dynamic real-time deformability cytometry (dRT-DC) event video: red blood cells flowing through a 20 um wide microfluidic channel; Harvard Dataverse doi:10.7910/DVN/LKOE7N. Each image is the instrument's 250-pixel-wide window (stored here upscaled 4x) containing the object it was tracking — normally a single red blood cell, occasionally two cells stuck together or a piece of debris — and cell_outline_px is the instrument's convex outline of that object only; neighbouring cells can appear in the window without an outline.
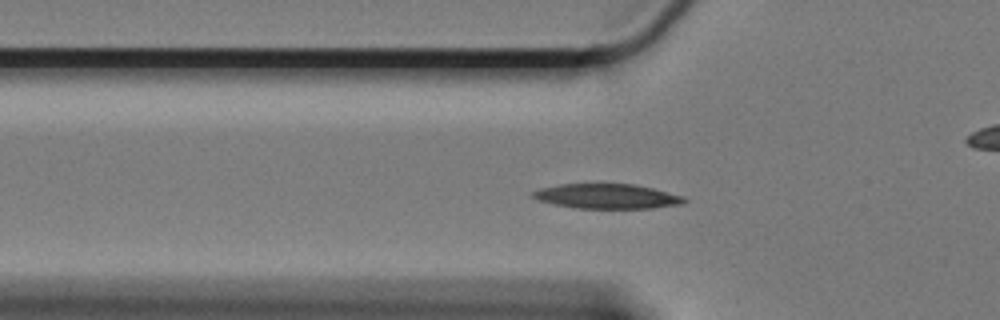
{"species": "Egyptian fruit bat (a non-hibernating species)", "species_latin": "Rousettus aegyptiacus", "temperature_condition": "cold", "stored_images_in_passage": 44, "camera_frame_rate_fps": 3000, "um_per_image_px": 0.085, "animal": {"sex": "female"}, "frame": {"image": 1, "passage_image": 2, "time_ms": 0.333, "image_size_px": [1000, 320], "cell_outline_px": [[688, 200], [684, 204], [652, 208], [576, 208], [552, 204], [540, 200], [532, 196], [532, 192], [540, 188], [560, 184], [632, 184], [652, 188], [684, 196]], "centroid_in_image_um": [51.62, 16.69], "position_along_channel_um": 74.2, "area_um2": 21.79}}
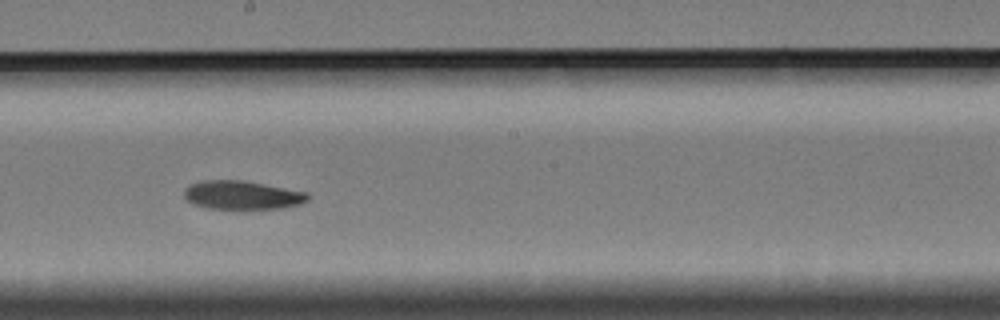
{"frame": {"image": 2, "passage_image": 16, "time_ms": 5.0, "image_size_px": [1000, 320], "cell_outline_px": [[308, 200], [300, 204], [280, 208], [208, 208], [192, 204], [184, 196], [184, 188], [188, 184], [204, 180], [240, 180], [264, 184], [308, 192]], "centroid_in_image_um": [20.55, 16.57], "position_along_channel_um": 227.7, "area_um2": 20.46}}
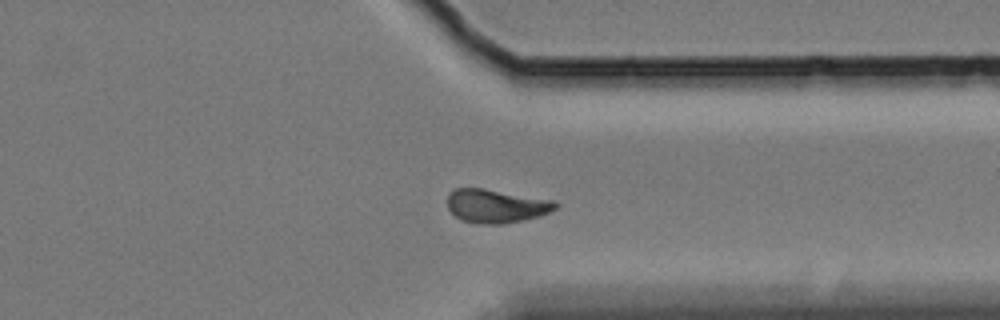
{"frame": {"image": 3, "passage_image": 29, "time_ms": 9.333, "image_size_px": [1000, 320], "cell_outline_px": [[560, 204], [556, 208], [540, 216], [524, 220], [504, 224], [476, 224], [460, 220], [448, 208], [448, 192], [452, 188], [484, 188], [556, 200]], "centroid_in_image_um": [42.18, 17.5], "position_along_channel_um": 369.2, "area_um2": 21.56}, "authors_computed_cell_mechanics": {"area_um2": 20.9236, "velocity_mm_per_s": 3.2749, "shape_relaxation_time_tau1_ms": 7.0222, "shape_relaxation_time_tau2_ms": 9.9031, "deformation_change_tau1": 0.1195, "deformation_change_tau2": 0.1338}}